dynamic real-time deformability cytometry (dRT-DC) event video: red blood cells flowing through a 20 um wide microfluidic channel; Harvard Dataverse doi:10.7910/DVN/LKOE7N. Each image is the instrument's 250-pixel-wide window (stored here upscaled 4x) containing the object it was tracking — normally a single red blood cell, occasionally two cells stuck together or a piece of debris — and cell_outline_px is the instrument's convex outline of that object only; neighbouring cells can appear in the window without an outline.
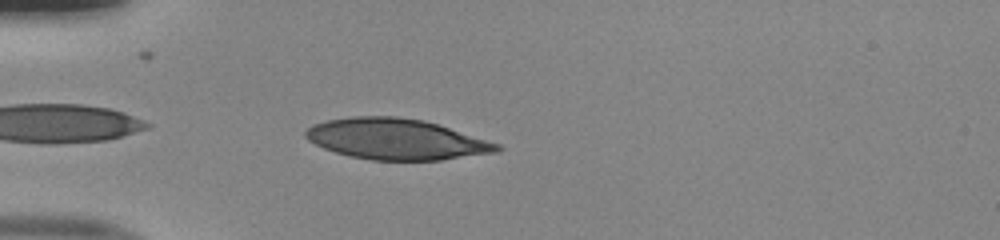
{"species": "human", "species_latin": "Homo sapiens", "temperature_condition": "room temperature", "stored_images_in_passage": 38, "camera_frame_rate_fps": 3000, "um_per_image_px": 0.085, "donor": {"sex": "male"}, "frame": {"image": 1, "passage_image": 2, "time_ms": 0.333, "image_size_px": [1000, 240], "cell_outline_px": [[504, 148], [496, 152], [440, 160], [372, 160], [348, 156], [324, 148], [308, 140], [304, 136], [304, 132], [312, 124], [328, 120], [352, 116], [396, 116], [424, 120], [500, 144]], "centroid_in_image_um": [33.65, 11.82], "position_along_channel_um": 51.3, "area_um2": 45.37}}
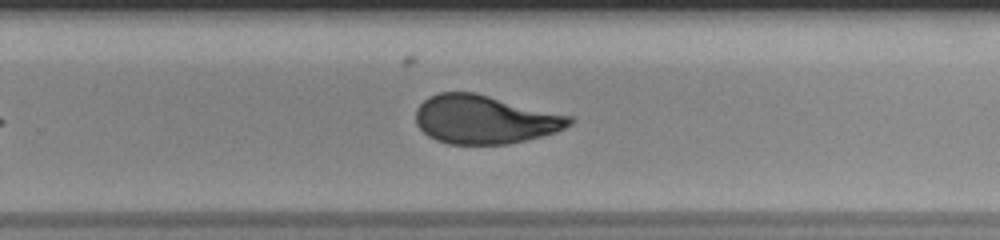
{"frame": {"image": 2, "passage_image": 21, "time_ms": 6.667, "image_size_px": [1000, 240], "cell_outline_px": [[576, 120], [572, 124], [556, 132], [508, 144], [448, 144], [436, 140], [428, 136], [416, 124], [416, 108], [424, 100], [440, 92], [476, 92], [572, 116]], "centroid_in_image_um": [41.21, 10.15], "position_along_channel_um": 288.6, "area_um2": 43.58}}
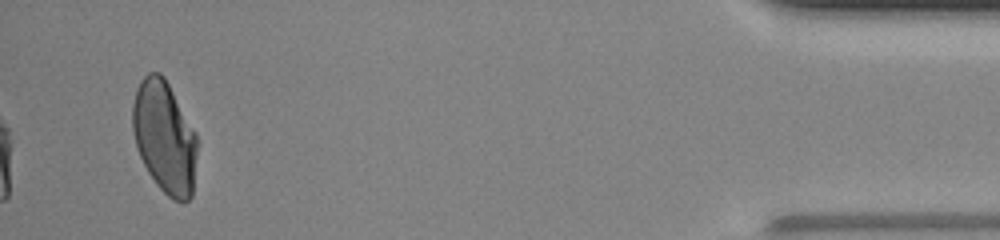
{"frame": {"image": 3, "passage_image": 36, "time_ms": 11.667, "image_size_px": [1000, 240], "cell_outline_px": [[196, 152], [192, 196], [188, 200], [172, 200], [156, 184], [148, 172], [140, 156], [136, 144], [132, 128], [132, 104], [136, 88], [140, 80], [148, 72], [160, 72], [164, 76], [196, 132]], "centroid_in_image_um": [13.96, 11.62], "position_along_channel_um": 421.2, "area_um2": 42.08}, "authors_computed_cell_mechanics": {"area_um2": 44.8239, "velocity_mm_per_s": 4.018, "shape_relaxation_time_tau1_ms": 7.636, "shape_relaxation_time_tau2_ms": 1.023, "deformation_change_tau1": 0.2453, "deformation_change_tau2": 0.0673}}